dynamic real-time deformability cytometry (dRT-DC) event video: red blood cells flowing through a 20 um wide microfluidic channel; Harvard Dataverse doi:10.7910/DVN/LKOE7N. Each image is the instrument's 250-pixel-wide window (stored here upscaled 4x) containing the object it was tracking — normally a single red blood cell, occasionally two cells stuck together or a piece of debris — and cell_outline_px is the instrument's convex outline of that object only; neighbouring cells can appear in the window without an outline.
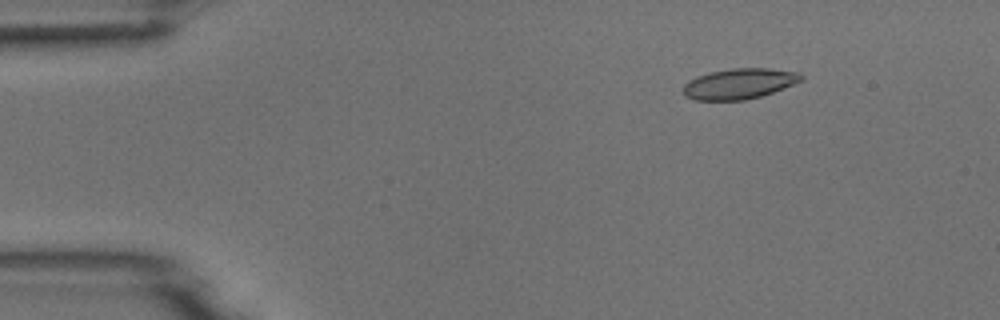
{"species": "common noctule bat (a hibernating species)", "species_latin": "Nyctalus noctula", "temperature_condition": "room temperature", "stored_images_in_passage": 5, "camera_frame_rate_fps": 3000, "um_per_image_px": 0.085, "animal": {"sex": "male", "body_mass_g": 18.8}, "frame": {"image": 1, "passage_image": 2, "time_ms": 0.333, "image_size_px": [1000, 320], "cell_outline_px": [[804, 80], [772, 92], [760, 96], [744, 100], [692, 100], [684, 96], [684, 84], [688, 80], [696, 76], [708, 72], [732, 68], [768, 68], [800, 72], [804, 76]], "centroid_in_image_um": [62.83, 7.1], "position_along_channel_um": 22.2, "area_um2": 21.15}}
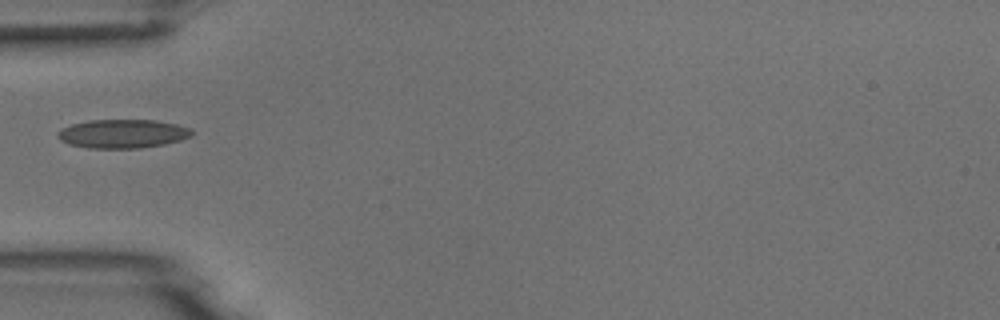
{"frame": {"image": 2, "passage_image": 5, "time_ms": 1.333, "image_size_px": [1000, 320], "cell_outline_px": [[196, 132], [192, 136], [180, 140], [164, 144], [140, 148], [88, 148], [68, 144], [60, 140], [56, 136], [56, 132], [60, 128], [72, 124], [88, 120], [156, 120], [176, 124], [192, 128]], "centroid_in_image_um": [10.42, 11.36], "position_along_channel_um": 74.6, "area_um2": 22.77}}